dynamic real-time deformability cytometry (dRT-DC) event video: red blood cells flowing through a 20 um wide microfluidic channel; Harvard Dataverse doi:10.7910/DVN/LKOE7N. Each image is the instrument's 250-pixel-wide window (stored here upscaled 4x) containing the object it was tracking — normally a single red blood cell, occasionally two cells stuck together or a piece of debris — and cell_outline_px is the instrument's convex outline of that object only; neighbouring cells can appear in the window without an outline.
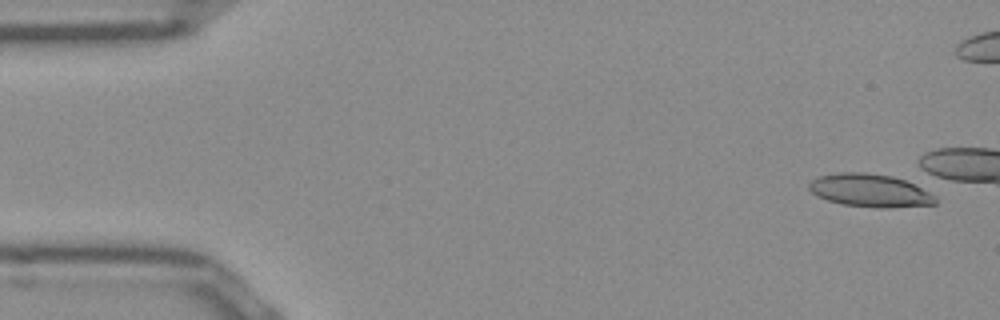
{"species": "Egyptian fruit bat (a non-hibernating species)", "species_latin": "Rousettus aegyptiacus", "temperature_condition": "room temperature", "stored_images_in_passage": 1, "camera_frame_rate_fps": 3000, "um_per_image_px": 0.085, "frame": {"image": 1, "passage_image": 1, "time_ms": 0.0, "image_size_px": [1000, 320], "cell_outline_px": [[936, 204], [888, 208], [876, 208], [844, 204], [828, 200], [816, 196], [808, 188], [808, 184], [816, 176], [836, 172], [864, 172], [892, 176], [904, 180], [936, 196]], "centroid_in_image_um": [73.9, 16.19], "position_along_channel_um": 11.1, "area_um2": 24.28}}